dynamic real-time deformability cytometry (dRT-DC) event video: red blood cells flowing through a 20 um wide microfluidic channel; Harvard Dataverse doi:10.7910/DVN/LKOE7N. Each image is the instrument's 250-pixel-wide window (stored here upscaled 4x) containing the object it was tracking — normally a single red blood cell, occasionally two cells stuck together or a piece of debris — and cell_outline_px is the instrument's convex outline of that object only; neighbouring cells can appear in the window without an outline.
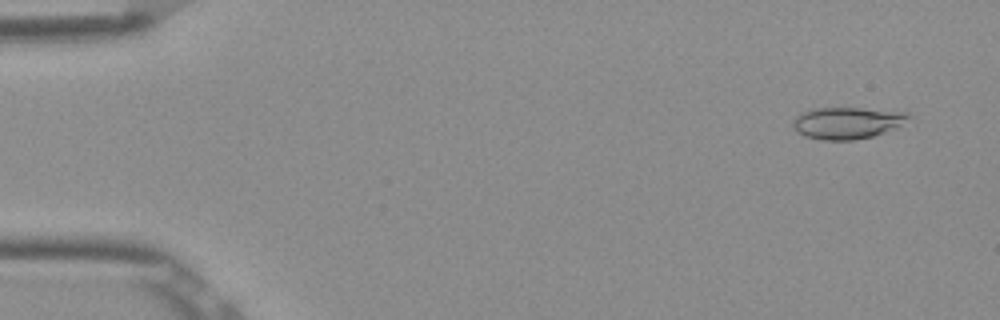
{"species": "Egyptian fruit bat (a non-hibernating species)", "species_latin": "Rousettus aegyptiacus", "temperature_condition": "room temperature", "stored_images_in_passage": 5, "camera_frame_rate_fps": 3000, "um_per_image_px": 0.085, "frame": {"image": 1, "passage_image": 1, "time_ms": 0.0, "image_size_px": [1000, 320], "cell_outline_px": [[912, 116], [900, 124], [872, 136], [852, 140], [824, 140], [804, 136], [792, 124], [796, 116], [804, 112], [816, 108], [860, 108], [908, 112]], "centroid_in_image_um": [71.99, 10.43], "position_along_channel_um": 13.0, "area_um2": 20.81}}
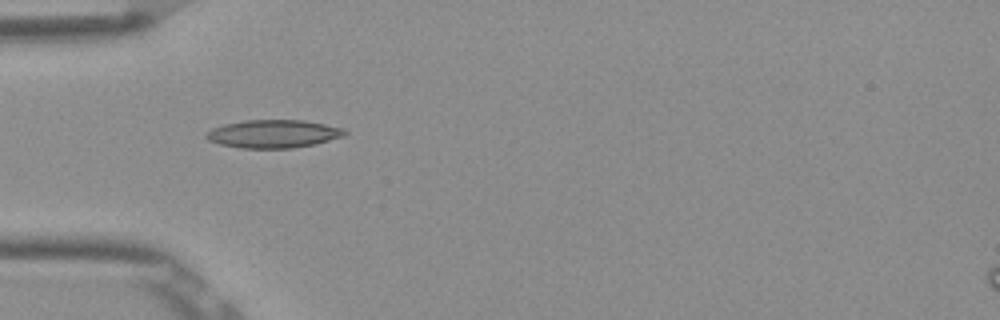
{"frame": {"image": 2, "passage_image": 4, "time_ms": 1.0, "image_size_px": [1000, 320], "cell_outline_px": [[348, 132], [344, 136], [312, 144], [292, 148], [240, 148], [220, 144], [208, 140], [204, 136], [212, 128], [224, 124], [244, 120], [304, 120], [344, 128]], "centroid_in_image_um": [23.22, 11.37], "position_along_channel_um": 61.8, "area_um2": 22.54}}
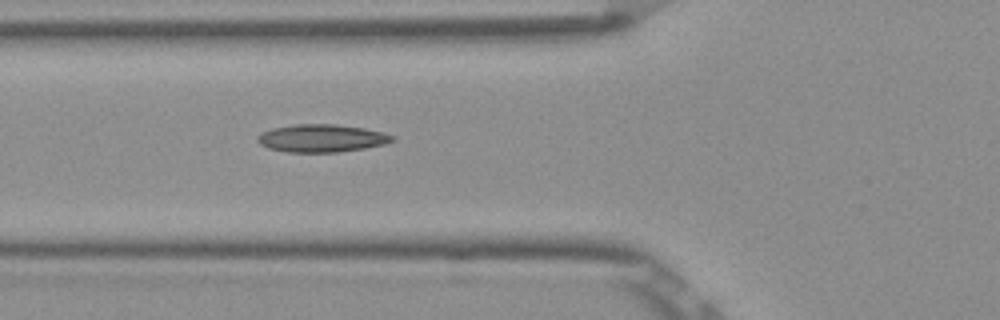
{"frame": {"image": 3, "passage_image": 5, "time_ms": 1.333, "image_size_px": [1000, 320], "cell_outline_px": [[396, 140], [384, 144], [364, 148], [336, 152], [288, 152], [268, 148], [260, 144], [256, 140], [256, 136], [260, 132], [272, 128], [296, 124], [336, 124], [364, 128], [396, 136]], "centroid_in_image_um": [27.31, 11.74], "position_along_channel_um": 98.5, "area_um2": 21.85}}